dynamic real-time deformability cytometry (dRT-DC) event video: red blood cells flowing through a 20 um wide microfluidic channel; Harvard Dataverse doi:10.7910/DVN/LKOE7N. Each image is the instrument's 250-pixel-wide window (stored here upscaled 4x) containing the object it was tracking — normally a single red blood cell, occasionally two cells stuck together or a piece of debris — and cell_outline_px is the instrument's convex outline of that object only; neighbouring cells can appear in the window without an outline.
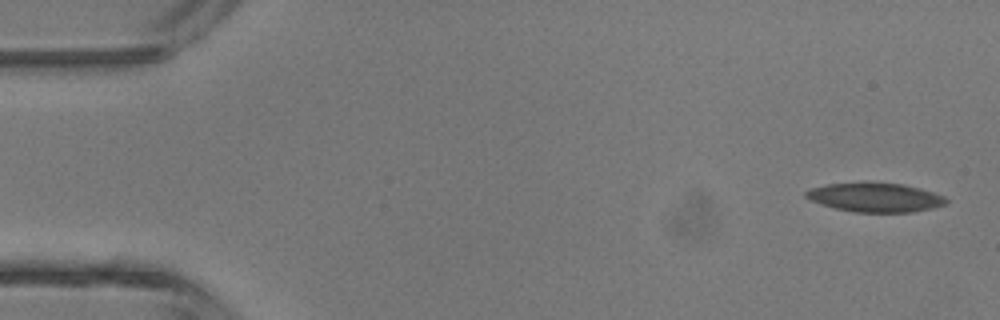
{"species": "common noctule bat (a hibernating species)", "species_latin": "Nyctalus noctula", "temperature_condition": "room temperature", "stored_images_in_passage": 4, "camera_frame_rate_fps": 3000, "um_per_image_px": 0.085, "animal": {"sex": "male", "body_mass_g": 13.3}, "frame": {"image": 1, "passage_image": 1, "time_ms": 0.0, "image_size_px": [1000, 320], "cell_outline_px": [[948, 200], [944, 204], [932, 208], [912, 212], [852, 212], [836, 208], [812, 200], [804, 196], [804, 192], [812, 188], [828, 184], [868, 180], [904, 184], [920, 188], [944, 196]], "centroid_in_image_um": [74.39, 16.74], "position_along_channel_um": 10.6, "area_um2": 24.1}}